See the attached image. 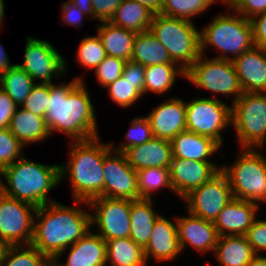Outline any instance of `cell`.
<instances>
[{
	"label": "cell",
	"instance_id": "32",
	"mask_svg": "<svg viewBox=\"0 0 266 266\" xmlns=\"http://www.w3.org/2000/svg\"><path fill=\"white\" fill-rule=\"evenodd\" d=\"M177 76L185 78L186 71L177 64H158L145 67L144 95L148 92L163 95L175 84Z\"/></svg>",
	"mask_w": 266,
	"mask_h": 266
},
{
	"label": "cell",
	"instance_id": "51",
	"mask_svg": "<svg viewBox=\"0 0 266 266\" xmlns=\"http://www.w3.org/2000/svg\"><path fill=\"white\" fill-rule=\"evenodd\" d=\"M92 0H68L67 2H72L77 7H79L86 16H91L94 20V13L92 8Z\"/></svg>",
	"mask_w": 266,
	"mask_h": 266
},
{
	"label": "cell",
	"instance_id": "38",
	"mask_svg": "<svg viewBox=\"0 0 266 266\" xmlns=\"http://www.w3.org/2000/svg\"><path fill=\"white\" fill-rule=\"evenodd\" d=\"M106 52L99 36L85 37L80 41L77 49L78 63L93 71L105 58Z\"/></svg>",
	"mask_w": 266,
	"mask_h": 266
},
{
	"label": "cell",
	"instance_id": "44",
	"mask_svg": "<svg viewBox=\"0 0 266 266\" xmlns=\"http://www.w3.org/2000/svg\"><path fill=\"white\" fill-rule=\"evenodd\" d=\"M245 237L255 254L266 251V220H258L257 218L248 229Z\"/></svg>",
	"mask_w": 266,
	"mask_h": 266
},
{
	"label": "cell",
	"instance_id": "34",
	"mask_svg": "<svg viewBox=\"0 0 266 266\" xmlns=\"http://www.w3.org/2000/svg\"><path fill=\"white\" fill-rule=\"evenodd\" d=\"M137 180L139 199H152L151 193L162 187L169 188L174 192L169 168L152 167L137 170Z\"/></svg>",
	"mask_w": 266,
	"mask_h": 266
},
{
	"label": "cell",
	"instance_id": "47",
	"mask_svg": "<svg viewBox=\"0 0 266 266\" xmlns=\"http://www.w3.org/2000/svg\"><path fill=\"white\" fill-rule=\"evenodd\" d=\"M250 21L254 46L266 50V11L255 15Z\"/></svg>",
	"mask_w": 266,
	"mask_h": 266
},
{
	"label": "cell",
	"instance_id": "23",
	"mask_svg": "<svg viewBox=\"0 0 266 266\" xmlns=\"http://www.w3.org/2000/svg\"><path fill=\"white\" fill-rule=\"evenodd\" d=\"M91 230L69 247L66 263L54 262L58 266H107L106 241Z\"/></svg>",
	"mask_w": 266,
	"mask_h": 266
},
{
	"label": "cell",
	"instance_id": "52",
	"mask_svg": "<svg viewBox=\"0 0 266 266\" xmlns=\"http://www.w3.org/2000/svg\"><path fill=\"white\" fill-rule=\"evenodd\" d=\"M131 1H136L141 4H144L150 10H152L155 14L160 13V10L163 4V0H131Z\"/></svg>",
	"mask_w": 266,
	"mask_h": 266
},
{
	"label": "cell",
	"instance_id": "49",
	"mask_svg": "<svg viewBox=\"0 0 266 266\" xmlns=\"http://www.w3.org/2000/svg\"><path fill=\"white\" fill-rule=\"evenodd\" d=\"M122 78L128 79L132 83H144L145 66L132 60H128L124 66Z\"/></svg>",
	"mask_w": 266,
	"mask_h": 266
},
{
	"label": "cell",
	"instance_id": "11",
	"mask_svg": "<svg viewBox=\"0 0 266 266\" xmlns=\"http://www.w3.org/2000/svg\"><path fill=\"white\" fill-rule=\"evenodd\" d=\"M36 207L0 195V239L8 246L31 245Z\"/></svg>",
	"mask_w": 266,
	"mask_h": 266
},
{
	"label": "cell",
	"instance_id": "16",
	"mask_svg": "<svg viewBox=\"0 0 266 266\" xmlns=\"http://www.w3.org/2000/svg\"><path fill=\"white\" fill-rule=\"evenodd\" d=\"M221 168L212 162L172 158L169 170L174 193L184 199L194 189L211 180Z\"/></svg>",
	"mask_w": 266,
	"mask_h": 266
},
{
	"label": "cell",
	"instance_id": "9",
	"mask_svg": "<svg viewBox=\"0 0 266 266\" xmlns=\"http://www.w3.org/2000/svg\"><path fill=\"white\" fill-rule=\"evenodd\" d=\"M200 55L186 70L185 79L195 86L217 95H231L234 103L243 93L232 60L210 58ZM234 94V95H232Z\"/></svg>",
	"mask_w": 266,
	"mask_h": 266
},
{
	"label": "cell",
	"instance_id": "18",
	"mask_svg": "<svg viewBox=\"0 0 266 266\" xmlns=\"http://www.w3.org/2000/svg\"><path fill=\"white\" fill-rule=\"evenodd\" d=\"M259 204L233 198L213 222L218 236H245L257 219Z\"/></svg>",
	"mask_w": 266,
	"mask_h": 266
},
{
	"label": "cell",
	"instance_id": "12",
	"mask_svg": "<svg viewBox=\"0 0 266 266\" xmlns=\"http://www.w3.org/2000/svg\"><path fill=\"white\" fill-rule=\"evenodd\" d=\"M66 64L65 59L51 43L30 36L26 38L24 62L17 66L34 81L51 84L54 78L58 79L64 75Z\"/></svg>",
	"mask_w": 266,
	"mask_h": 266
},
{
	"label": "cell",
	"instance_id": "56",
	"mask_svg": "<svg viewBox=\"0 0 266 266\" xmlns=\"http://www.w3.org/2000/svg\"><path fill=\"white\" fill-rule=\"evenodd\" d=\"M0 176H2L1 171H0ZM2 183H3V181L1 180L0 181V195L2 194Z\"/></svg>",
	"mask_w": 266,
	"mask_h": 266
},
{
	"label": "cell",
	"instance_id": "46",
	"mask_svg": "<svg viewBox=\"0 0 266 266\" xmlns=\"http://www.w3.org/2000/svg\"><path fill=\"white\" fill-rule=\"evenodd\" d=\"M18 105L0 87V129L9 128L10 121Z\"/></svg>",
	"mask_w": 266,
	"mask_h": 266
},
{
	"label": "cell",
	"instance_id": "45",
	"mask_svg": "<svg viewBox=\"0 0 266 266\" xmlns=\"http://www.w3.org/2000/svg\"><path fill=\"white\" fill-rule=\"evenodd\" d=\"M123 0H92L94 20L110 22Z\"/></svg>",
	"mask_w": 266,
	"mask_h": 266
},
{
	"label": "cell",
	"instance_id": "58",
	"mask_svg": "<svg viewBox=\"0 0 266 266\" xmlns=\"http://www.w3.org/2000/svg\"><path fill=\"white\" fill-rule=\"evenodd\" d=\"M223 4H226L229 0H221Z\"/></svg>",
	"mask_w": 266,
	"mask_h": 266
},
{
	"label": "cell",
	"instance_id": "17",
	"mask_svg": "<svg viewBox=\"0 0 266 266\" xmlns=\"http://www.w3.org/2000/svg\"><path fill=\"white\" fill-rule=\"evenodd\" d=\"M153 136L171 141L186 128V104L182 98H169L148 115Z\"/></svg>",
	"mask_w": 266,
	"mask_h": 266
},
{
	"label": "cell",
	"instance_id": "35",
	"mask_svg": "<svg viewBox=\"0 0 266 266\" xmlns=\"http://www.w3.org/2000/svg\"><path fill=\"white\" fill-rule=\"evenodd\" d=\"M50 261L32 245H17L8 246L1 266H48Z\"/></svg>",
	"mask_w": 266,
	"mask_h": 266
},
{
	"label": "cell",
	"instance_id": "10",
	"mask_svg": "<svg viewBox=\"0 0 266 266\" xmlns=\"http://www.w3.org/2000/svg\"><path fill=\"white\" fill-rule=\"evenodd\" d=\"M185 104L187 130L212 138L223 146L221 134L231 125V105L216 97H198Z\"/></svg>",
	"mask_w": 266,
	"mask_h": 266
},
{
	"label": "cell",
	"instance_id": "5",
	"mask_svg": "<svg viewBox=\"0 0 266 266\" xmlns=\"http://www.w3.org/2000/svg\"><path fill=\"white\" fill-rule=\"evenodd\" d=\"M228 10L226 12L229 15L223 13L215 16L209 25L200 31L201 55H205L206 49L211 45L221 52V55L214 58L233 60L254 46L250 19L237 12L232 16Z\"/></svg>",
	"mask_w": 266,
	"mask_h": 266
},
{
	"label": "cell",
	"instance_id": "24",
	"mask_svg": "<svg viewBox=\"0 0 266 266\" xmlns=\"http://www.w3.org/2000/svg\"><path fill=\"white\" fill-rule=\"evenodd\" d=\"M172 157L200 162H211L209 157L222 147L212 138L192 131H182L171 140ZM219 149V150H218Z\"/></svg>",
	"mask_w": 266,
	"mask_h": 266
},
{
	"label": "cell",
	"instance_id": "8",
	"mask_svg": "<svg viewBox=\"0 0 266 266\" xmlns=\"http://www.w3.org/2000/svg\"><path fill=\"white\" fill-rule=\"evenodd\" d=\"M231 125L240 148L260 149L266 142V92L242 93L231 105Z\"/></svg>",
	"mask_w": 266,
	"mask_h": 266
},
{
	"label": "cell",
	"instance_id": "55",
	"mask_svg": "<svg viewBox=\"0 0 266 266\" xmlns=\"http://www.w3.org/2000/svg\"><path fill=\"white\" fill-rule=\"evenodd\" d=\"M4 3L3 0H0V27L2 26L1 24H3V18H4V13H5V7H4ZM1 30V28H0Z\"/></svg>",
	"mask_w": 266,
	"mask_h": 266
},
{
	"label": "cell",
	"instance_id": "7",
	"mask_svg": "<svg viewBox=\"0 0 266 266\" xmlns=\"http://www.w3.org/2000/svg\"><path fill=\"white\" fill-rule=\"evenodd\" d=\"M233 165L221 166L233 198L266 203V158L255 148H242Z\"/></svg>",
	"mask_w": 266,
	"mask_h": 266
},
{
	"label": "cell",
	"instance_id": "42",
	"mask_svg": "<svg viewBox=\"0 0 266 266\" xmlns=\"http://www.w3.org/2000/svg\"><path fill=\"white\" fill-rule=\"evenodd\" d=\"M127 61L123 59L106 56V58L94 69L98 82L102 87H107L117 78L122 76Z\"/></svg>",
	"mask_w": 266,
	"mask_h": 266
},
{
	"label": "cell",
	"instance_id": "43",
	"mask_svg": "<svg viewBox=\"0 0 266 266\" xmlns=\"http://www.w3.org/2000/svg\"><path fill=\"white\" fill-rule=\"evenodd\" d=\"M226 5L248 19L266 11V0H229Z\"/></svg>",
	"mask_w": 266,
	"mask_h": 266
},
{
	"label": "cell",
	"instance_id": "14",
	"mask_svg": "<svg viewBox=\"0 0 266 266\" xmlns=\"http://www.w3.org/2000/svg\"><path fill=\"white\" fill-rule=\"evenodd\" d=\"M232 199L228 178L220 171L211 180L189 193L183 201L187 202L188 213L214 222Z\"/></svg>",
	"mask_w": 266,
	"mask_h": 266
},
{
	"label": "cell",
	"instance_id": "41",
	"mask_svg": "<svg viewBox=\"0 0 266 266\" xmlns=\"http://www.w3.org/2000/svg\"><path fill=\"white\" fill-rule=\"evenodd\" d=\"M49 99V84L38 82L33 86L29 95L20 107L35 115L45 117Z\"/></svg>",
	"mask_w": 266,
	"mask_h": 266
},
{
	"label": "cell",
	"instance_id": "1",
	"mask_svg": "<svg viewBox=\"0 0 266 266\" xmlns=\"http://www.w3.org/2000/svg\"><path fill=\"white\" fill-rule=\"evenodd\" d=\"M82 77L69 83L49 84V103L45 115L50 135L61 132L72 141L87 140L98 135L94 105Z\"/></svg>",
	"mask_w": 266,
	"mask_h": 266
},
{
	"label": "cell",
	"instance_id": "19",
	"mask_svg": "<svg viewBox=\"0 0 266 266\" xmlns=\"http://www.w3.org/2000/svg\"><path fill=\"white\" fill-rule=\"evenodd\" d=\"M188 215L175 218L182 251L189 244L201 254L214 252L219 237L214 223L190 213Z\"/></svg>",
	"mask_w": 266,
	"mask_h": 266
},
{
	"label": "cell",
	"instance_id": "25",
	"mask_svg": "<svg viewBox=\"0 0 266 266\" xmlns=\"http://www.w3.org/2000/svg\"><path fill=\"white\" fill-rule=\"evenodd\" d=\"M8 129L24 147L51 136L45 117L35 115L23 108L16 109Z\"/></svg>",
	"mask_w": 266,
	"mask_h": 266
},
{
	"label": "cell",
	"instance_id": "40",
	"mask_svg": "<svg viewBox=\"0 0 266 266\" xmlns=\"http://www.w3.org/2000/svg\"><path fill=\"white\" fill-rule=\"evenodd\" d=\"M24 146L8 128L0 129V171L22 158Z\"/></svg>",
	"mask_w": 266,
	"mask_h": 266
},
{
	"label": "cell",
	"instance_id": "13",
	"mask_svg": "<svg viewBox=\"0 0 266 266\" xmlns=\"http://www.w3.org/2000/svg\"><path fill=\"white\" fill-rule=\"evenodd\" d=\"M96 212L91 214V226L105 240L130 237L131 200L97 197L88 202Z\"/></svg>",
	"mask_w": 266,
	"mask_h": 266
},
{
	"label": "cell",
	"instance_id": "39",
	"mask_svg": "<svg viewBox=\"0 0 266 266\" xmlns=\"http://www.w3.org/2000/svg\"><path fill=\"white\" fill-rule=\"evenodd\" d=\"M130 123V128L124 136L127 142L118 147H114L111 143L113 150L123 153L126 149L142 145L154 137L147 116L135 117Z\"/></svg>",
	"mask_w": 266,
	"mask_h": 266
},
{
	"label": "cell",
	"instance_id": "48",
	"mask_svg": "<svg viewBox=\"0 0 266 266\" xmlns=\"http://www.w3.org/2000/svg\"><path fill=\"white\" fill-rule=\"evenodd\" d=\"M62 6V22L64 24H69L70 26H75L76 28L81 25L83 18L88 19L83 11L77 7L72 2H65L61 4ZM78 25V26H77Z\"/></svg>",
	"mask_w": 266,
	"mask_h": 266
},
{
	"label": "cell",
	"instance_id": "27",
	"mask_svg": "<svg viewBox=\"0 0 266 266\" xmlns=\"http://www.w3.org/2000/svg\"><path fill=\"white\" fill-rule=\"evenodd\" d=\"M152 205V199L140 198L131 201L130 238L143 248L147 246L155 220L159 216Z\"/></svg>",
	"mask_w": 266,
	"mask_h": 266
},
{
	"label": "cell",
	"instance_id": "29",
	"mask_svg": "<svg viewBox=\"0 0 266 266\" xmlns=\"http://www.w3.org/2000/svg\"><path fill=\"white\" fill-rule=\"evenodd\" d=\"M155 13L136 1L123 0L111 19V23L135 33L150 30Z\"/></svg>",
	"mask_w": 266,
	"mask_h": 266
},
{
	"label": "cell",
	"instance_id": "6",
	"mask_svg": "<svg viewBox=\"0 0 266 266\" xmlns=\"http://www.w3.org/2000/svg\"><path fill=\"white\" fill-rule=\"evenodd\" d=\"M150 32L167 49L171 60L187 70L201 55L200 31L192 21L155 14Z\"/></svg>",
	"mask_w": 266,
	"mask_h": 266
},
{
	"label": "cell",
	"instance_id": "36",
	"mask_svg": "<svg viewBox=\"0 0 266 266\" xmlns=\"http://www.w3.org/2000/svg\"><path fill=\"white\" fill-rule=\"evenodd\" d=\"M217 0H163L160 14L188 21L203 12Z\"/></svg>",
	"mask_w": 266,
	"mask_h": 266
},
{
	"label": "cell",
	"instance_id": "20",
	"mask_svg": "<svg viewBox=\"0 0 266 266\" xmlns=\"http://www.w3.org/2000/svg\"><path fill=\"white\" fill-rule=\"evenodd\" d=\"M243 93L266 92V50L253 46L232 60Z\"/></svg>",
	"mask_w": 266,
	"mask_h": 266
},
{
	"label": "cell",
	"instance_id": "30",
	"mask_svg": "<svg viewBox=\"0 0 266 266\" xmlns=\"http://www.w3.org/2000/svg\"><path fill=\"white\" fill-rule=\"evenodd\" d=\"M131 60L145 67L158 64H177L171 60L167 49L150 30L136 34Z\"/></svg>",
	"mask_w": 266,
	"mask_h": 266
},
{
	"label": "cell",
	"instance_id": "26",
	"mask_svg": "<svg viewBox=\"0 0 266 266\" xmlns=\"http://www.w3.org/2000/svg\"><path fill=\"white\" fill-rule=\"evenodd\" d=\"M97 33L102 41L107 56L131 60L133 44L136 37L135 32L116 26L111 22L97 24Z\"/></svg>",
	"mask_w": 266,
	"mask_h": 266
},
{
	"label": "cell",
	"instance_id": "28",
	"mask_svg": "<svg viewBox=\"0 0 266 266\" xmlns=\"http://www.w3.org/2000/svg\"><path fill=\"white\" fill-rule=\"evenodd\" d=\"M222 266H247L256 255L245 236H219L214 249Z\"/></svg>",
	"mask_w": 266,
	"mask_h": 266
},
{
	"label": "cell",
	"instance_id": "4",
	"mask_svg": "<svg viewBox=\"0 0 266 266\" xmlns=\"http://www.w3.org/2000/svg\"><path fill=\"white\" fill-rule=\"evenodd\" d=\"M2 193L6 196L34 205L36 208L55 202L48 199L52 188L60 184V165H44L32 162L25 156L1 171Z\"/></svg>",
	"mask_w": 266,
	"mask_h": 266
},
{
	"label": "cell",
	"instance_id": "21",
	"mask_svg": "<svg viewBox=\"0 0 266 266\" xmlns=\"http://www.w3.org/2000/svg\"><path fill=\"white\" fill-rule=\"evenodd\" d=\"M144 251L147 262L151 259L150 257L160 263L176 259L183 252L178 238L177 224L160 214L155 220Z\"/></svg>",
	"mask_w": 266,
	"mask_h": 266
},
{
	"label": "cell",
	"instance_id": "22",
	"mask_svg": "<svg viewBox=\"0 0 266 266\" xmlns=\"http://www.w3.org/2000/svg\"><path fill=\"white\" fill-rule=\"evenodd\" d=\"M123 153L128 164L136 171L152 167L170 168L173 158L171 141L156 137Z\"/></svg>",
	"mask_w": 266,
	"mask_h": 266
},
{
	"label": "cell",
	"instance_id": "3",
	"mask_svg": "<svg viewBox=\"0 0 266 266\" xmlns=\"http://www.w3.org/2000/svg\"><path fill=\"white\" fill-rule=\"evenodd\" d=\"M69 147V161L60 165V182L68 176L75 204L89 206L90 200L104 197L103 160L111 143H102L97 136L69 142Z\"/></svg>",
	"mask_w": 266,
	"mask_h": 266
},
{
	"label": "cell",
	"instance_id": "31",
	"mask_svg": "<svg viewBox=\"0 0 266 266\" xmlns=\"http://www.w3.org/2000/svg\"><path fill=\"white\" fill-rule=\"evenodd\" d=\"M106 263L110 266H147L144 248L130 237L107 240Z\"/></svg>",
	"mask_w": 266,
	"mask_h": 266
},
{
	"label": "cell",
	"instance_id": "54",
	"mask_svg": "<svg viewBox=\"0 0 266 266\" xmlns=\"http://www.w3.org/2000/svg\"><path fill=\"white\" fill-rule=\"evenodd\" d=\"M7 248H8V245L0 239V266H1L3 256H4Z\"/></svg>",
	"mask_w": 266,
	"mask_h": 266
},
{
	"label": "cell",
	"instance_id": "57",
	"mask_svg": "<svg viewBox=\"0 0 266 266\" xmlns=\"http://www.w3.org/2000/svg\"><path fill=\"white\" fill-rule=\"evenodd\" d=\"M48 266H58L53 260H51L50 262H49V265Z\"/></svg>",
	"mask_w": 266,
	"mask_h": 266
},
{
	"label": "cell",
	"instance_id": "37",
	"mask_svg": "<svg viewBox=\"0 0 266 266\" xmlns=\"http://www.w3.org/2000/svg\"><path fill=\"white\" fill-rule=\"evenodd\" d=\"M105 88H108V94L113 102L123 108H129L144 96V83H132L122 76Z\"/></svg>",
	"mask_w": 266,
	"mask_h": 266
},
{
	"label": "cell",
	"instance_id": "50",
	"mask_svg": "<svg viewBox=\"0 0 266 266\" xmlns=\"http://www.w3.org/2000/svg\"><path fill=\"white\" fill-rule=\"evenodd\" d=\"M7 52L0 45V77L9 72L10 69L14 68L17 64H10Z\"/></svg>",
	"mask_w": 266,
	"mask_h": 266
},
{
	"label": "cell",
	"instance_id": "15",
	"mask_svg": "<svg viewBox=\"0 0 266 266\" xmlns=\"http://www.w3.org/2000/svg\"><path fill=\"white\" fill-rule=\"evenodd\" d=\"M104 197L112 199H139L137 171L122 152L111 150L103 160Z\"/></svg>",
	"mask_w": 266,
	"mask_h": 266
},
{
	"label": "cell",
	"instance_id": "33",
	"mask_svg": "<svg viewBox=\"0 0 266 266\" xmlns=\"http://www.w3.org/2000/svg\"><path fill=\"white\" fill-rule=\"evenodd\" d=\"M34 82L36 81L17 65L0 77V87L19 108L36 84Z\"/></svg>",
	"mask_w": 266,
	"mask_h": 266
},
{
	"label": "cell",
	"instance_id": "53",
	"mask_svg": "<svg viewBox=\"0 0 266 266\" xmlns=\"http://www.w3.org/2000/svg\"><path fill=\"white\" fill-rule=\"evenodd\" d=\"M247 266H266V256L263 254H256Z\"/></svg>",
	"mask_w": 266,
	"mask_h": 266
},
{
	"label": "cell",
	"instance_id": "2",
	"mask_svg": "<svg viewBox=\"0 0 266 266\" xmlns=\"http://www.w3.org/2000/svg\"><path fill=\"white\" fill-rule=\"evenodd\" d=\"M36 219V220H35ZM91 213L51 202L37 207L31 245L50 260L60 261L68 247L91 229Z\"/></svg>",
	"mask_w": 266,
	"mask_h": 266
}]
</instances>
